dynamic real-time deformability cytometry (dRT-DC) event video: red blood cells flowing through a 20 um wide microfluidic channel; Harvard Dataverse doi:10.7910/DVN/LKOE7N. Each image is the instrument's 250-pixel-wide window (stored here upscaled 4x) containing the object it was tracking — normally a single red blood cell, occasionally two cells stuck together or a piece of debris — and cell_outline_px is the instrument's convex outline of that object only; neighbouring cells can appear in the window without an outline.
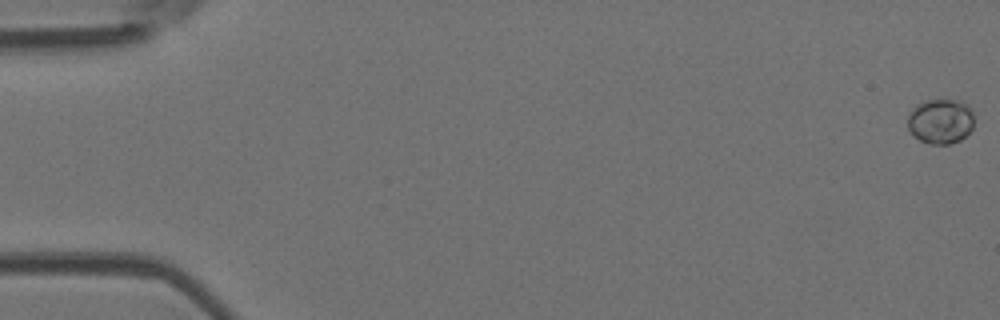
{"species": "Egyptian fruit bat (a non-hibernating species)", "species_latin": "Rousettus aegyptiacus", "temperature_condition": "room temperature", "stored_images_in_passage": 53, "camera_frame_rate_fps": 3000, "um_per_image_px": 0.085, "animal": {"sex": "female"}, "frame": {"image": 1, "passage_image": 1, "time_ms": 0.0, "image_size_px": [1000, 320], "cell_outline_px": [[972, 128], [960, 140], [948, 144], [928, 144], [920, 140], [908, 128], [908, 116], [912, 108], [916, 104], [924, 100], [940, 96], [960, 100], [968, 104], [972, 108]], "centroid_in_image_um": [79.94, 10.23], "position_along_channel_um": 5.1, "area_um2": 17.92}}
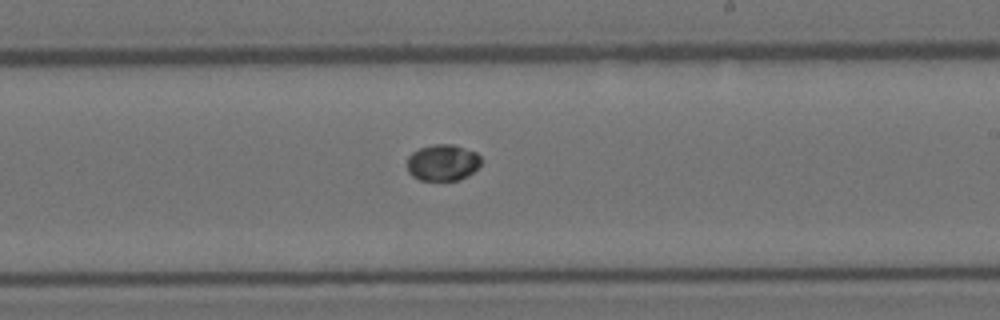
{"frame": {"image": 2, "passage_image": 32, "time_ms": 10.333, "image_size_px": [1000, 320], "cell_outline_px": [[480, 164], [468, 176], [460, 180], [420, 180], [412, 176], [408, 172], [408, 156], [412, 152], [420, 148], [432, 144], [452, 144], [476, 152], [480, 156]], "centroid_in_image_um": [37.61, 13.82], "position_along_channel_um": 251.4, "area_um2": 15.66}}
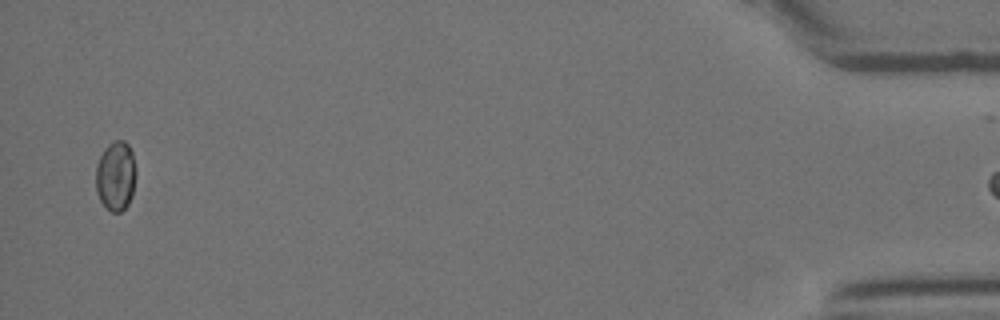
{"frame": {"image": 3, "passage_image": 52, "time_ms": 17.0, "image_size_px": [1000, 320], "cell_outline_px": [[136, 176], [132, 196], [128, 204], [120, 212], [112, 212], [100, 200], [96, 192], [96, 168], [100, 156], [104, 148], [112, 140], [124, 140], [128, 144], [132, 152], [136, 168]], "centroid_in_image_um": [9.85, 14.93], "position_along_channel_um": 425.4, "area_um2": 16.42}}